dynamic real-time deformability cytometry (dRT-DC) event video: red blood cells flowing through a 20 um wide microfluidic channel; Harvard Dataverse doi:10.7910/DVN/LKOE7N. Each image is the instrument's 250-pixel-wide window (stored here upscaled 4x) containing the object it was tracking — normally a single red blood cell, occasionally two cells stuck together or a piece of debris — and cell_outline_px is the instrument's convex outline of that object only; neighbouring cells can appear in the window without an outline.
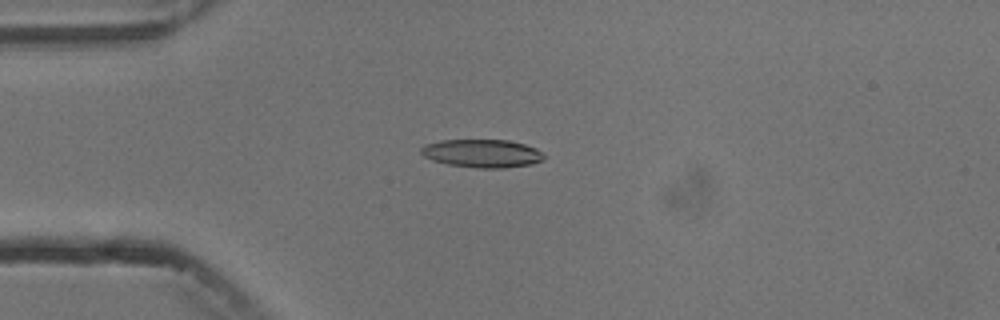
{"species": "common noctule bat (a hibernating species)", "species_latin": "Nyctalus noctula", "temperature_condition": "cold", "stored_images_in_passage": 6, "camera_frame_rate_fps": 3000, "um_per_image_px": 0.085, "animal": {"sex": "male", "body_mass_g": 13.3}, "frame": {"image": 1, "passage_image": 4, "time_ms": 3.667, "image_size_px": [1000, 320], "cell_outline_px": [[544, 160], [532, 164], [504, 168], [480, 168], [448, 164], [432, 160], [424, 156], [420, 152], [420, 148], [424, 144], [440, 140], [508, 140], [524, 144], [536, 148], [544, 156]], "centroid_in_image_um": [40.96, 13.03], "position_along_channel_um": 44.0, "area_um2": 20.17}}
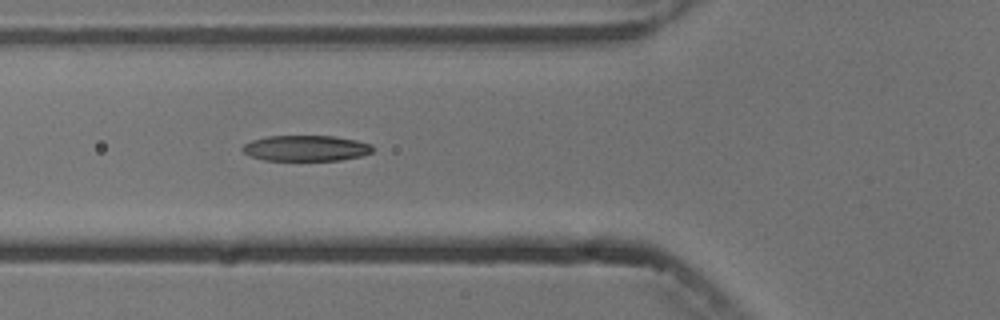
{"frame": {"image": 2, "passage_image": 6, "time_ms": 5.667, "image_size_px": [1000, 320], "cell_outline_px": [[372, 152], [360, 156], [340, 160], [264, 160], [252, 156], [244, 152], [240, 148], [244, 144], [252, 140], [268, 136], [332, 136], [356, 140], [372, 144]], "centroid_in_image_um": [26.0, 12.59], "position_along_channel_um": 99.8, "area_um2": 19.36}}